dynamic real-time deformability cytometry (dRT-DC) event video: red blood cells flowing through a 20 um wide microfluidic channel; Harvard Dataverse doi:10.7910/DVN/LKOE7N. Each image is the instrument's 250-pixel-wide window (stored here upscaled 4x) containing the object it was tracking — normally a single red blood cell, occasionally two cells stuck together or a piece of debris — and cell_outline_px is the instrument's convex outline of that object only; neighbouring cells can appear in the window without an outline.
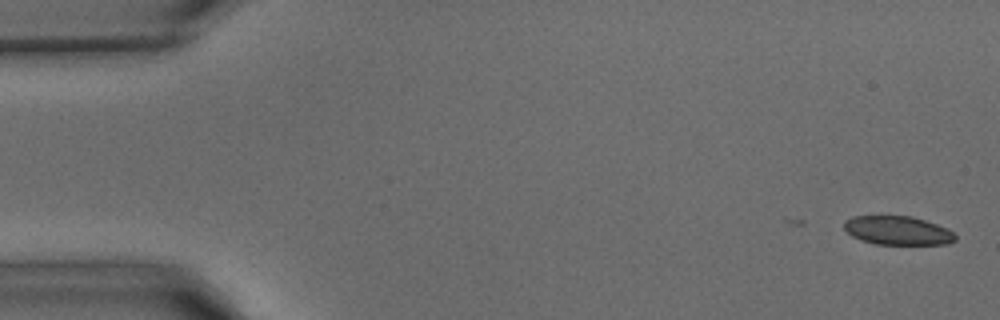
{"species": "common noctule bat (a hibernating species)", "species_latin": "Nyctalus noctula", "temperature_condition": "warm", "stored_images_in_passage": 39, "camera_frame_rate_fps": 3000, "um_per_image_px": 0.085, "animal": {"sex": "male", "body_mass_g": 15.6}, "frame": {"image": 1, "passage_image": 1, "time_ms": 0.0, "image_size_px": [1000, 320], "cell_outline_px": [[956, 240], [948, 244], [876, 244], [860, 240], [852, 236], [844, 228], [844, 220], [852, 216], [912, 216], [948, 228], [956, 236]], "centroid_in_image_um": [76.3, 19.59], "position_along_channel_um": 8.7, "area_um2": 18.67}}
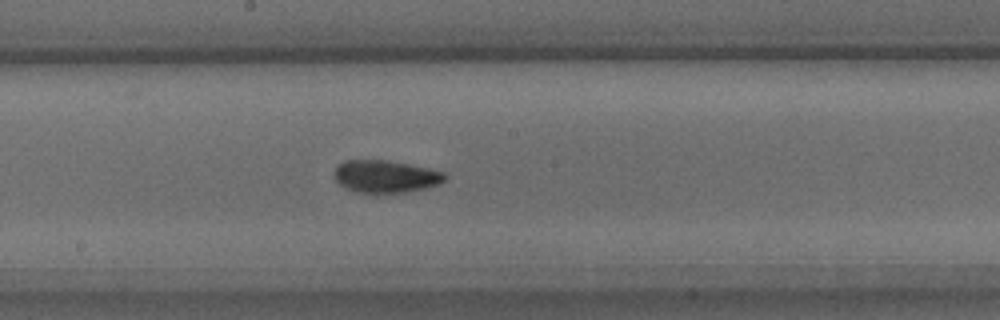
{"frame": {"image": 2, "passage_image": 22, "time_ms": 7.0, "image_size_px": [1000, 320], "cell_outline_px": [[448, 176], [440, 184], [424, 188], [404, 192], [360, 192], [348, 188], [340, 184], [336, 180], [332, 172], [336, 164], [344, 160], [388, 160], [428, 168], [444, 172]], "centroid_in_image_um": [32.75, 14.97], "position_along_channel_um": 215.4, "area_um2": 20.81}}
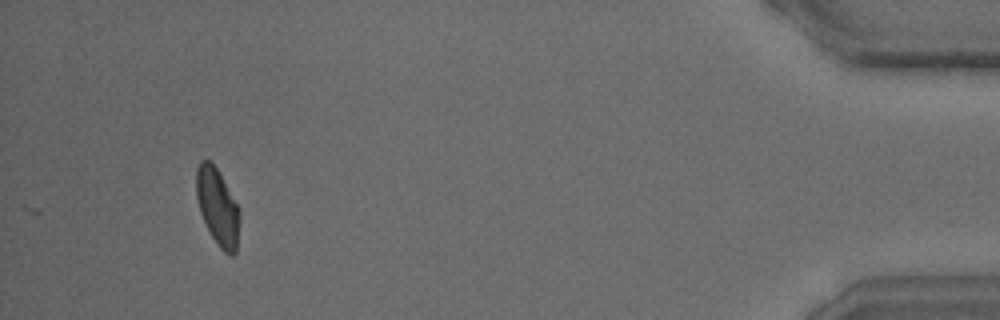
{"frame": {"image": 3, "passage_image": 39, "time_ms": 12.667, "image_size_px": [1000, 320], "cell_outline_px": [[240, 220], [236, 252], [232, 256], [228, 256], [216, 244], [200, 212], [196, 196], [196, 168], [200, 160], [208, 160], [216, 168], [240, 208]], "centroid_in_image_um": [18.51, 17.61], "position_along_channel_um": 416.7, "area_um2": 19.42}}